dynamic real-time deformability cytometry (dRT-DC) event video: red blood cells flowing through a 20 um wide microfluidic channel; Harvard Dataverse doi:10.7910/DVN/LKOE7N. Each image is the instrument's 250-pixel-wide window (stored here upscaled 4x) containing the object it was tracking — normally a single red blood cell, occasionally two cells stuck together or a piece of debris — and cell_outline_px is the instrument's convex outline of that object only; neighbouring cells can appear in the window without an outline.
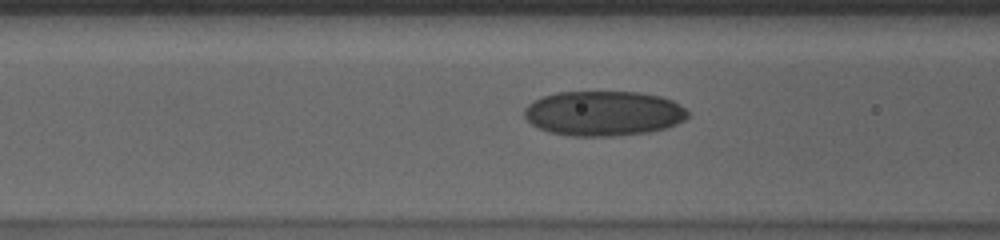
{"species": "human", "species_latin": "Homo sapiens", "temperature_condition": "cold", "stored_images_in_passage": 41, "camera_frame_rate_fps": 3000, "um_per_image_px": 0.085, "donor": {"sex": "male"}, "frame": {"image": 1, "passage_image": 13, "time_ms": 4.0, "image_size_px": [1000, 240], "cell_outline_px": [[688, 116], [684, 120], [676, 124], [652, 132], [616, 136], [572, 136], [548, 132], [532, 124], [524, 116], [524, 108], [532, 100], [556, 92], [640, 92], [660, 96], [672, 100], [680, 104], [688, 112]], "centroid_in_image_um": [51.3, 9.64], "position_along_channel_um": 115.3, "area_um2": 43.0}}
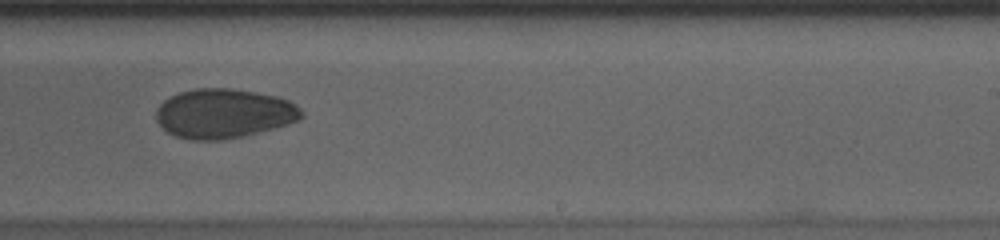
{"frame": {"image": 2, "passage_image": 26, "time_ms": 8.333, "image_size_px": [1000, 240], "cell_outline_px": [[304, 116], [300, 120], [288, 124], [244, 136], [224, 140], [192, 140], [176, 136], [168, 132], [156, 120], [156, 108], [168, 96], [180, 92], [196, 88], [232, 88], [256, 92], [276, 96], [288, 100], [300, 108], [304, 112]], "centroid_in_image_um": [19.03, 9.64], "position_along_channel_um": 270.0, "area_um2": 42.08}}
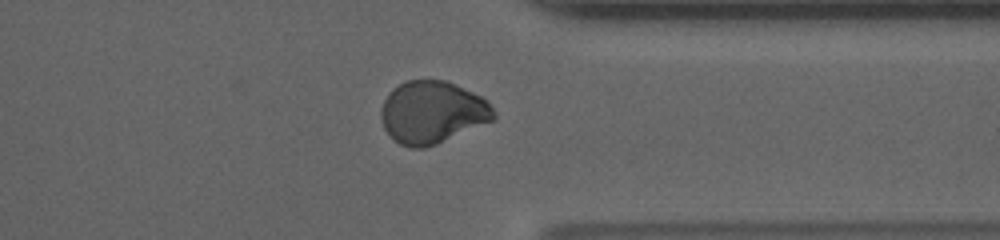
{"frame": {"image": 3, "passage_image": 35, "time_ms": 11.333, "image_size_px": [1000, 240], "cell_outline_px": [[496, 120], [436, 144], [424, 148], [412, 148], [400, 144], [384, 128], [380, 116], [380, 108], [384, 100], [392, 88], [408, 80], [444, 80], [456, 84], [488, 100], [496, 112]], "centroid_in_image_um": [36.77, 9.54], "position_along_channel_um": 374.6, "area_um2": 41.15}, "authors_computed_cell_mechanics": {"area_um2": 42.0784, "velocity_mm_per_s": 3.5729, "shape_relaxation_time_tau1_ms": 4.9254, "shape_relaxation_time_tau2_ms": 4.6669, "deformation_change_tau1": 0.1028, "deformation_change_tau2": 0.0553}}